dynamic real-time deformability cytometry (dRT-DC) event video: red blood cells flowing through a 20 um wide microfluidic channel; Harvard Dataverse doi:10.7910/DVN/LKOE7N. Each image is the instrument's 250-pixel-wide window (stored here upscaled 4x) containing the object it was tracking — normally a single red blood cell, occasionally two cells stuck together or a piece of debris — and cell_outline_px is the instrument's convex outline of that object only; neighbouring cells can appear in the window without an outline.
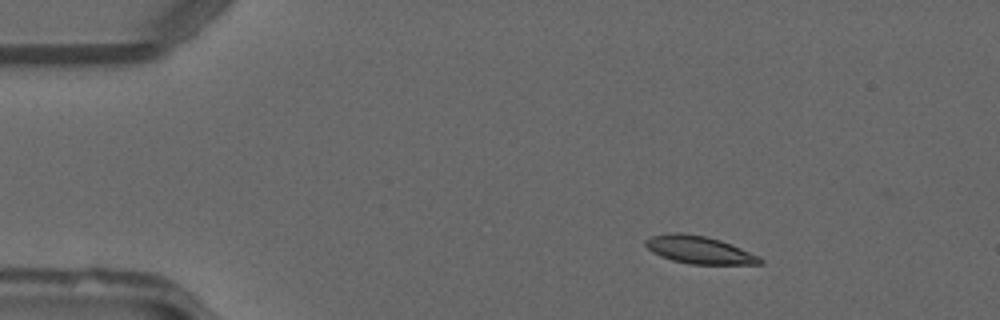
{"species": "common noctule bat (a hibernating species)", "species_latin": "Nyctalus noctula", "temperature_condition": "warm", "stored_images_in_passage": 14, "camera_frame_rate_fps": 3000, "um_per_image_px": 0.085, "animal": {"sex": "male", "forearm_length_mm": 52.5}, "frame": {"image": 1, "passage_image": 8, "time_ms": 2.333, "image_size_px": [1000, 320], "cell_outline_px": [[764, 264], [692, 264], [672, 260], [660, 256], [652, 252], [644, 244], [644, 240], [652, 236], [672, 232], [680, 232], [704, 236], [720, 240], [760, 256], [764, 260]], "centroid_in_image_um": [59.43, 21.24], "position_along_channel_um": 25.6, "area_um2": 18.38}}